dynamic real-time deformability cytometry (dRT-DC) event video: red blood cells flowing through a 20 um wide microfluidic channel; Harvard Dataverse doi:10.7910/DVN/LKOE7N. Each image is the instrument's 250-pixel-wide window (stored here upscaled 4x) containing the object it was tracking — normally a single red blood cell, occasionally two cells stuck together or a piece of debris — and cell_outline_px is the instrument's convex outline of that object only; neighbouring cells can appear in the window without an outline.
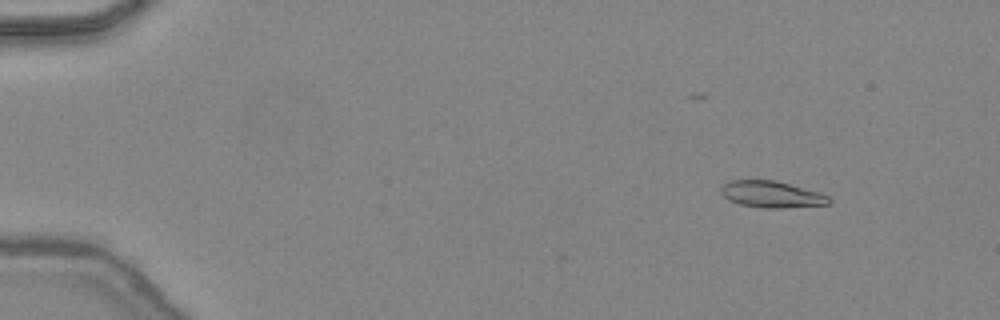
{"species": "common noctule bat (a hibernating species)", "species_latin": "Nyctalus noctula", "temperature_condition": "warm", "stored_images_in_passage": 47, "camera_frame_rate_fps": 3000, "um_per_image_px": 0.085, "animal": {"sex": "female", "body_mass_g": 24.6, "forearm_length_mm": 56.2}, "frame": {"image": 1, "passage_image": 6, "time_ms": 1.667, "image_size_px": [1000, 320], "cell_outline_px": [[832, 200], [828, 204], [784, 208], [760, 208], [740, 204], [728, 200], [720, 192], [720, 188], [728, 180], [776, 180], [820, 192], [828, 196]], "centroid_in_image_um": [65.57, 16.52], "position_along_channel_um": 19.4, "area_um2": 16.88}}
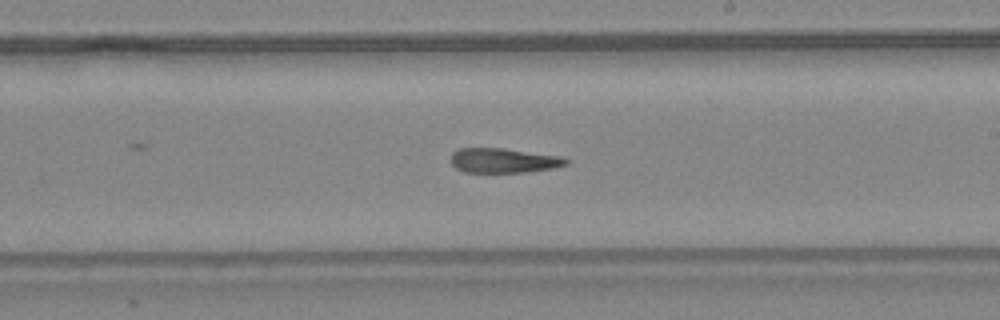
{"frame": {"image": 2, "passage_image": 29, "time_ms": 9.333, "image_size_px": [1000, 320], "cell_outline_px": [[568, 164], [556, 168], [524, 172], [464, 172], [456, 168], [452, 164], [452, 152], [460, 148], [504, 148], [560, 156], [568, 160]], "centroid_in_image_um": [42.82, 13.64], "position_along_channel_um": 246.2, "area_um2": 16.53}}
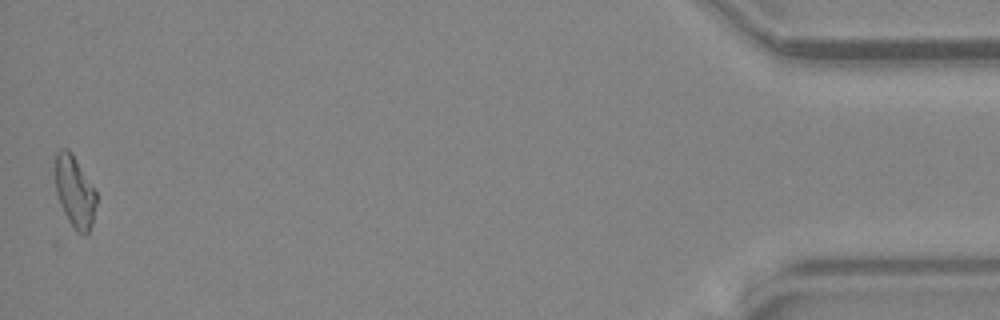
{"frame": {"image": 3, "passage_image": 47, "time_ms": 15.333, "image_size_px": [1000, 320], "cell_outline_px": [[96, 204], [92, 224], [88, 236], [84, 236], [76, 232], [68, 220], [60, 204], [56, 192], [56, 152], [60, 148], [68, 148], [72, 152], [96, 192]], "centroid_in_image_um": [6.36, 16.32], "position_along_channel_um": 428.8, "area_um2": 17.17}, "authors_computed_cell_mechanics": {"area_um2": 17.1666, "velocity_mm_per_s": 4.4816, "shape_relaxation_time_tau1_ms": null, "shape_relaxation_time_tau2_ms": 9.931, "deformation_change_tau1": null, "deformation_change_tau2": 0.2721}}